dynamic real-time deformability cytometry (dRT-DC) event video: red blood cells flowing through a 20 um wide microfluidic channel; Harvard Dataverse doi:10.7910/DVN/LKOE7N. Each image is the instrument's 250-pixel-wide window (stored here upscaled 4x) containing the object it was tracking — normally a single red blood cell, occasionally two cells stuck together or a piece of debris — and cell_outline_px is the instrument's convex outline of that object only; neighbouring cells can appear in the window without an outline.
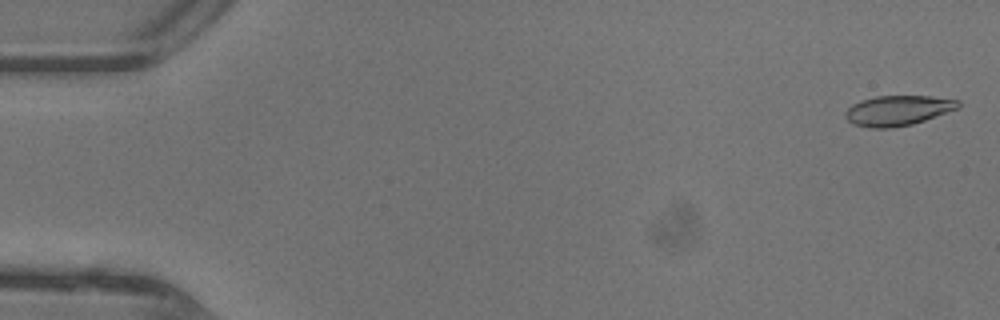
{"species": "common noctule bat (a hibernating species)", "species_latin": "Nyctalus noctula", "temperature_condition": "warm", "stored_images_in_passage": 46, "camera_frame_rate_fps": 3000, "um_per_image_px": 0.085, "animal": {"sex": "female"}, "frame": {"image": 1, "passage_image": 1, "time_ms": 0.0, "image_size_px": [1000, 320], "cell_outline_px": [[960, 108], [912, 124], [892, 128], [868, 128], [852, 124], [844, 116], [844, 112], [852, 104], [860, 100], [876, 96], [932, 96], [960, 100]], "centroid_in_image_um": [76.3, 9.39], "position_along_channel_um": 8.7, "area_um2": 20.0}}
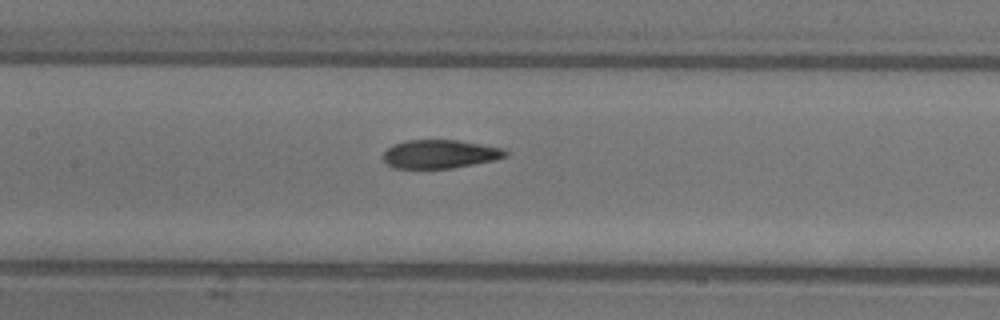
{"frame": {"image": 2, "passage_image": 22, "time_ms": 7.0, "image_size_px": [1000, 320], "cell_outline_px": [[508, 156], [496, 160], [452, 168], [392, 168], [384, 160], [384, 152], [392, 144], [408, 140], [456, 140], [504, 148], [508, 152]], "centroid_in_image_um": [37.42, 13.09], "position_along_channel_um": 170.0, "area_um2": 20.35}}
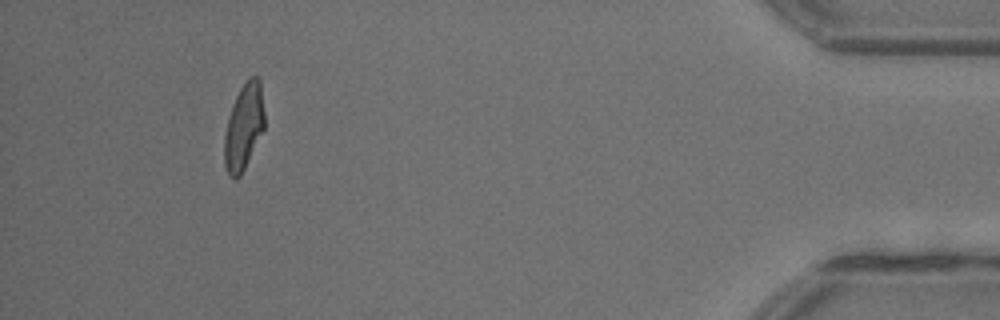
{"frame": {"image": 3, "passage_image": 43, "time_ms": 14.0, "image_size_px": [1000, 320], "cell_outline_px": [[264, 128], [240, 176], [236, 180], [228, 172], [224, 164], [224, 136], [228, 116], [232, 104], [240, 88], [248, 76], [256, 76], [260, 80], [264, 112]], "centroid_in_image_um": [20.71, 10.73], "position_along_channel_um": 414.5, "area_um2": 20.0}, "authors_computed_cell_mechanics": {"area_um2": 20.808, "velocity_mm_per_s": 4.4612, "shape_relaxation_time_tau1_ms": 6.312, "shape_relaxation_time_tau2_ms": 1.9975, "deformation_change_tau1": 0.2176, "deformation_change_tau2": 0.0984}}